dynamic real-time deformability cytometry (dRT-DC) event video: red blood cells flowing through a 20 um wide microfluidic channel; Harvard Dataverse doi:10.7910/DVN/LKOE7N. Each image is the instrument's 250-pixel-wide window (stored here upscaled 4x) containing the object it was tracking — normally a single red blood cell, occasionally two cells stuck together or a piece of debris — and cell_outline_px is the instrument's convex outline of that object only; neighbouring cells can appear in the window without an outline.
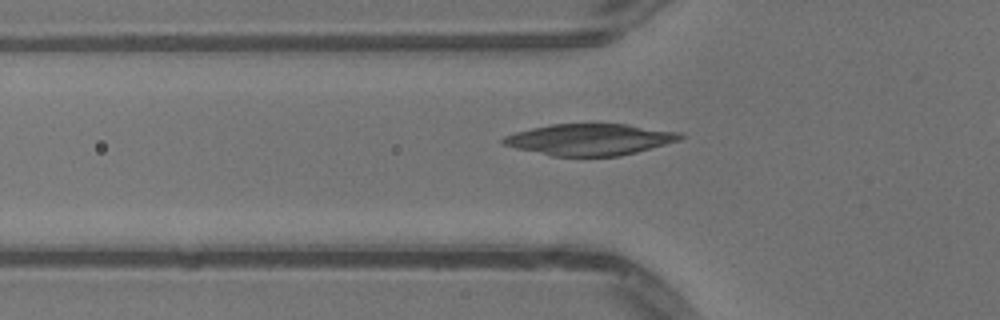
{"species": "common noctule bat (a hibernating species)", "species_latin": "Nyctalus noctula", "temperature_condition": "warm", "stored_images_in_passage": 35, "camera_frame_rate_fps": 3000, "um_per_image_px": 0.085, "animal": {"sex": "male", "body_mass_g": 13.3}, "frame": {"image": 1, "passage_image": 11, "time_ms": 3.333, "image_size_px": [1000, 320], "cell_outline_px": [[684, 136], [680, 140], [636, 152], [620, 156], [552, 156], [516, 148], [500, 144], [500, 140], [504, 136], [516, 132], [532, 128], [552, 124], [628, 124], [680, 132]], "centroid_in_image_um": [50.12, 11.86], "position_along_channel_um": 75.7, "area_um2": 32.37}}
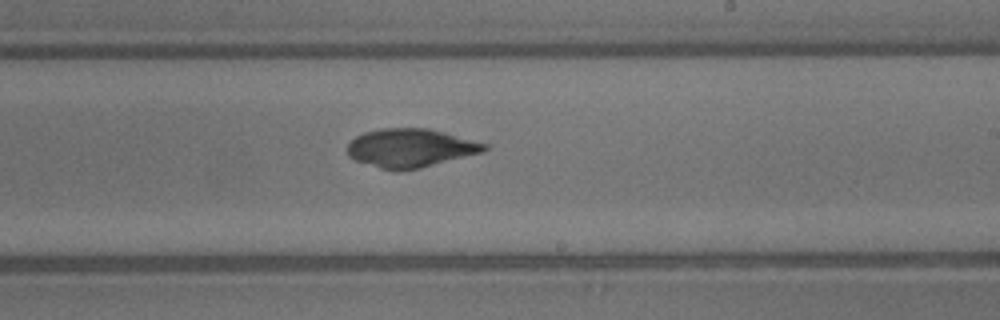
{"frame": {"image": 2, "passage_image": 24, "time_ms": 7.667, "image_size_px": [1000, 320], "cell_outline_px": [[488, 148], [484, 152], [420, 168], [400, 172], [396, 172], [380, 168], [356, 160], [348, 156], [348, 144], [356, 136], [364, 132], [380, 128], [428, 128], [444, 132], [488, 144]], "centroid_in_image_um": [34.9, 12.59], "position_along_channel_um": 254.1, "area_um2": 30.92}}
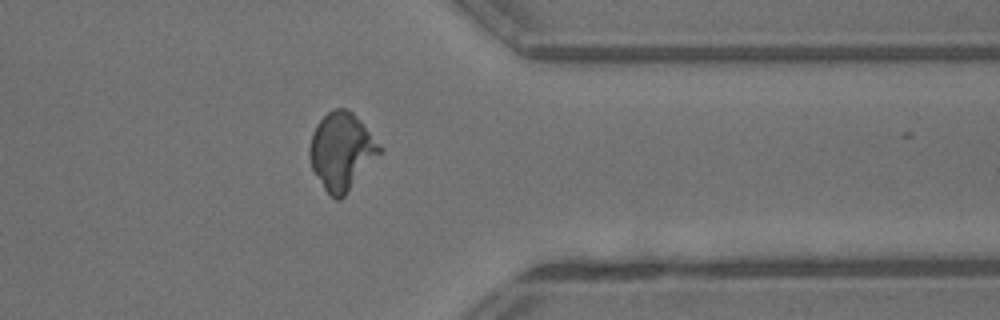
{"frame": {"image": 3, "passage_image": 34, "time_ms": 11.0, "image_size_px": [1000, 320], "cell_outline_px": [[384, 152], [344, 196], [340, 200], [336, 200], [324, 188], [312, 168], [308, 152], [312, 136], [316, 124], [332, 108], [344, 108], [352, 112], [360, 120], [384, 148]], "centroid_in_image_um": [29.08, 12.85], "position_along_channel_um": 382.3, "area_um2": 31.67}}